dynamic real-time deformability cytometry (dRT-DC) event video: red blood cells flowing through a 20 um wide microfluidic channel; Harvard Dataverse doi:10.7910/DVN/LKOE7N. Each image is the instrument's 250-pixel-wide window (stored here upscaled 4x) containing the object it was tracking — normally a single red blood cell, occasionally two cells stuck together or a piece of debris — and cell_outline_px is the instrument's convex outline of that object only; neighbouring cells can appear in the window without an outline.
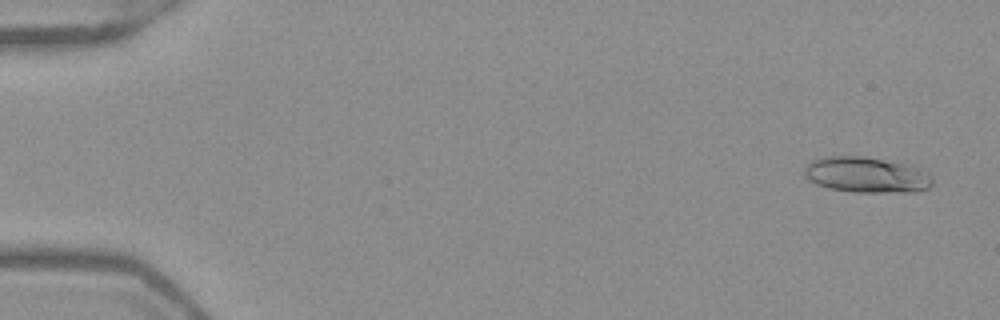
{"species": "Egyptian fruit bat (a non-hibernating species)", "species_latin": "Rousettus aegyptiacus", "temperature_condition": "warm", "stored_images_in_passage": 53, "camera_frame_rate_fps": 3000, "um_per_image_px": 0.085, "frame": {"image": 1, "passage_image": 3, "time_ms": 0.667, "image_size_px": [1000, 320], "cell_outline_px": [[932, 184], [928, 188], [920, 192], [852, 192], [828, 188], [816, 184], [808, 180], [804, 176], [804, 168], [812, 160], [824, 156], [864, 156], [904, 164], [920, 168], [932, 176]], "centroid_in_image_um": [73.63, 14.87], "position_along_channel_um": 11.4, "area_um2": 26.82}}
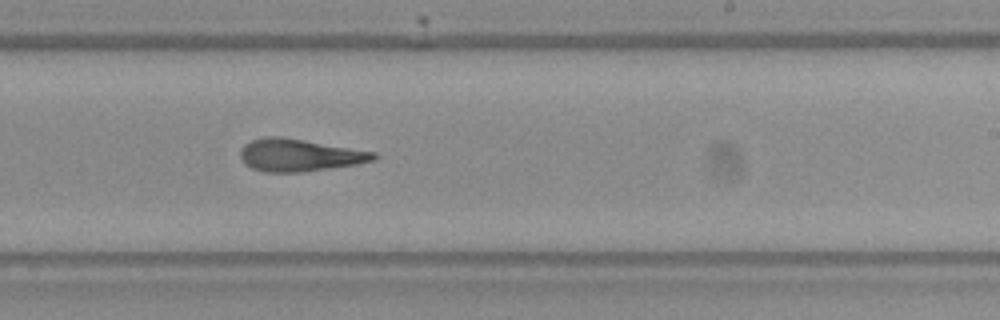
{"frame": {"image": 2, "passage_image": 33, "time_ms": 10.667, "image_size_px": [1000, 320], "cell_outline_px": [[380, 156], [376, 160], [356, 164], [300, 172], [264, 172], [252, 168], [244, 164], [240, 156], [240, 148], [244, 144], [252, 140], [264, 136], [276, 136], [304, 140], [376, 152]], "centroid_in_image_um": [25.43, 13.18], "position_along_channel_um": 263.6, "area_um2": 25.14}}
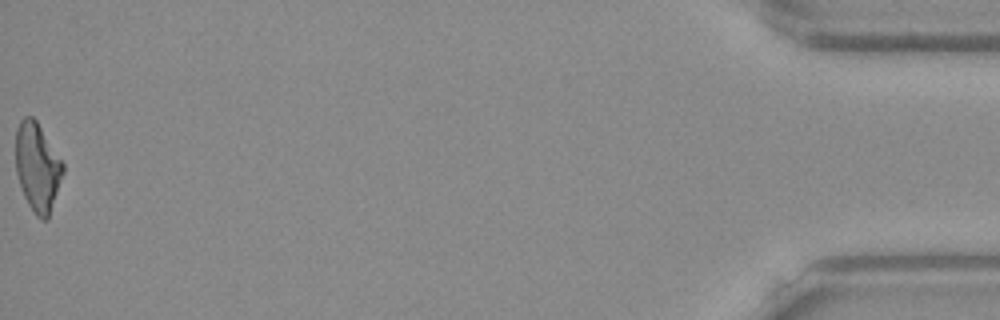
{"frame": {"image": 3, "passage_image": 53, "time_ms": 17.333, "image_size_px": [1000, 320], "cell_outline_px": [[64, 172], [48, 220], [44, 220], [36, 216], [28, 204], [24, 196], [16, 172], [16, 128], [20, 120], [24, 116], [32, 116], [36, 120], [64, 164]], "centroid_in_image_um": [3.18, 14.21], "position_along_channel_um": 432.0, "area_um2": 24.33}, "authors_computed_cell_mechanics": {"area_um2": 24.9118, "velocity_mm_per_s": 3.9489, "shape_relaxation_time_tau1_ms": null, "shape_relaxation_time_tau2_ms": 4.3313, "deformation_change_tau1": null, "deformation_change_tau2": 0.1581}}